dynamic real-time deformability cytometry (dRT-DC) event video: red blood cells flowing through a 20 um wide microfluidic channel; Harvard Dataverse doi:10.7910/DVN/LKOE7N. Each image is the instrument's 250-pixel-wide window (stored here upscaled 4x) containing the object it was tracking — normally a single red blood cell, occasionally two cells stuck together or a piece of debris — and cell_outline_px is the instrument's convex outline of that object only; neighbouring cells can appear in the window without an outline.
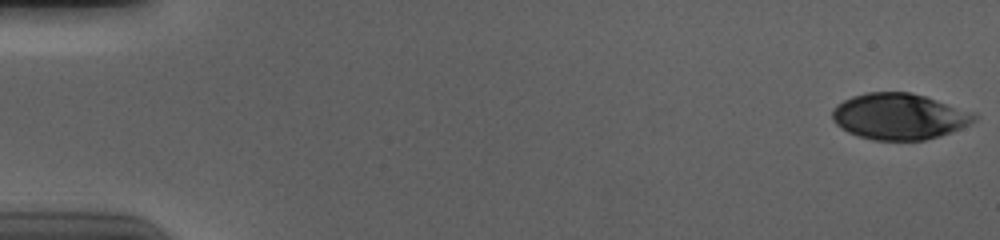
{"species": "human", "species_latin": "Homo sapiens", "temperature_condition": "cold", "stored_images_in_passage": 56, "camera_frame_rate_fps": 3000, "um_per_image_px": 0.085, "donor": {"sex": "male"}, "frame": {"image": 1, "passage_image": 1, "time_ms": 0.0, "image_size_px": [1000, 240], "cell_outline_px": [[980, 116], [976, 120], [952, 132], [940, 136], [924, 140], [872, 140], [848, 132], [840, 128], [832, 120], [832, 108], [836, 104], [852, 96], [868, 92], [908, 92], [924, 96], [976, 112]], "centroid_in_image_um": [76.44, 9.9], "position_along_channel_um": 8.6, "area_um2": 38.38}}
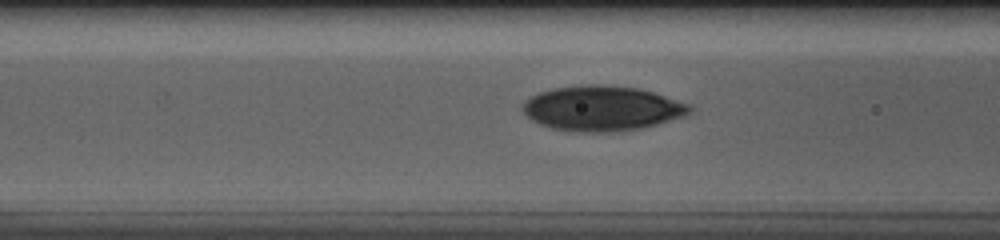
{"frame": {"image": 2, "passage_image": 23, "time_ms": 7.333, "image_size_px": [1000, 240], "cell_outline_px": [[692, 112], [684, 116], [656, 124], [640, 128], [616, 132], [580, 132], [552, 128], [540, 124], [532, 120], [520, 108], [524, 100], [540, 92], [556, 88], [588, 84], [596, 84], [636, 88], [652, 92], [688, 104], [692, 108]], "centroid_in_image_um": [51.14, 9.22], "position_along_channel_um": 115.5, "area_um2": 43.41}}
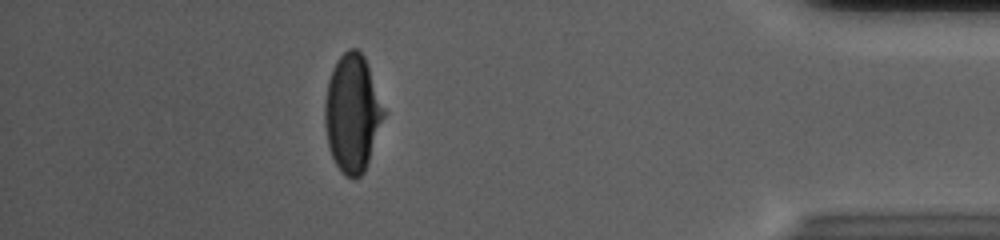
{"frame": {"image": 3, "passage_image": 50, "time_ms": 16.333, "image_size_px": [1000, 240], "cell_outline_px": [[384, 116], [364, 172], [360, 176], [352, 180], [344, 176], [340, 172], [332, 156], [328, 144], [324, 124], [324, 104], [328, 80], [332, 68], [336, 60], [348, 48], [356, 48], [364, 56], [384, 108]], "centroid_in_image_um": [29.92, 9.63], "position_along_channel_um": 405.3, "area_um2": 40.17}, "authors_computed_cell_mechanics": {"area_um2": 41.3848, "velocity_mm_per_s": 3.6979, "shape_relaxation_time_tau1_ms": 4.3661, "shape_relaxation_time_tau2_ms": 1.3498, "deformation_change_tau1": 0.1716, "deformation_change_tau2": 0.0574}}